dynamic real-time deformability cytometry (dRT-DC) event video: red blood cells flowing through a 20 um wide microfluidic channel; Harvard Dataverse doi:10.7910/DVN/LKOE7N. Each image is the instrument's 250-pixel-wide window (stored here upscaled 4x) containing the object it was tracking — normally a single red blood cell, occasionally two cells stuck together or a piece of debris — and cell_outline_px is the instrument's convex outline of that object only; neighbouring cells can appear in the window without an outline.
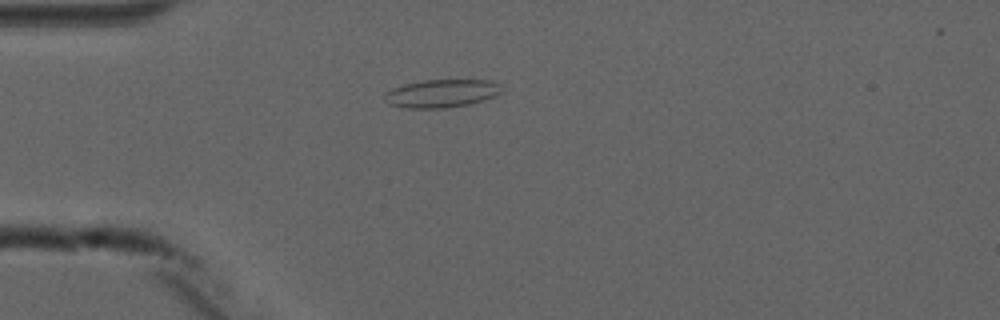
{"species": "common noctule bat (a hibernating species)", "species_latin": "Nyctalus noctula", "temperature_condition": "cold", "stored_images_in_passage": 5, "camera_frame_rate_fps": 3000, "um_per_image_px": 0.085, "animal": {"sex": "male", "forearm_length_mm": 52.5}, "frame": {"image": 1, "passage_image": 2, "time_ms": 1.333, "image_size_px": [1000, 320], "cell_outline_px": [[500, 92], [496, 96], [484, 100], [468, 104], [444, 108], [404, 108], [388, 104], [384, 100], [384, 92], [392, 88], [404, 84], [424, 80], [492, 80], [500, 84]], "centroid_in_image_um": [37.5, 7.94], "position_along_channel_um": 47.5, "area_um2": 19.25}}
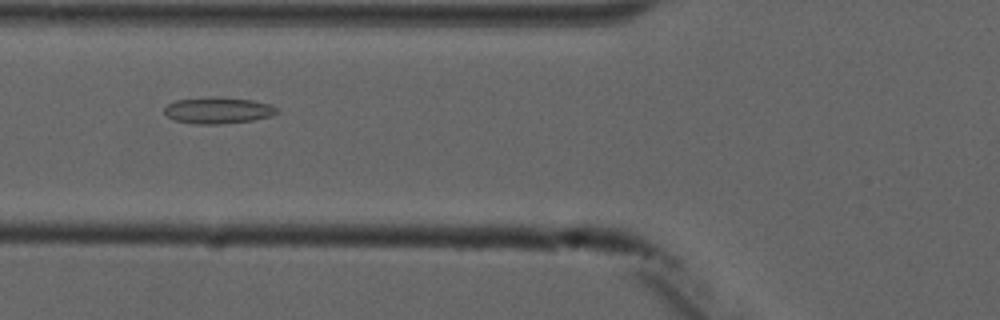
{"frame": {"image": 2, "passage_image": 4, "time_ms": 3.333, "image_size_px": [1000, 320], "cell_outline_px": [[276, 112], [272, 116], [252, 120], [220, 124], [196, 124], [172, 120], [164, 112], [164, 108], [168, 104], [176, 100], [208, 96], [220, 96], [252, 100], [268, 104], [276, 108]], "centroid_in_image_um": [18.48, 9.37], "position_along_channel_um": 107.3, "area_um2": 17.4}}
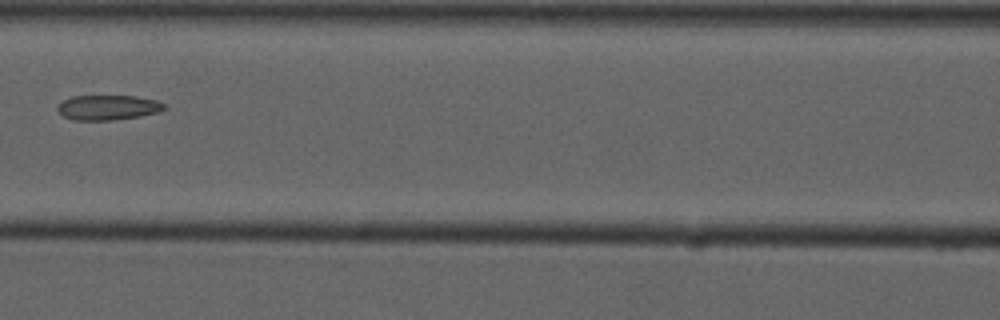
{"frame": {"image": 3, "passage_image": 5, "time_ms": 4.667, "image_size_px": [1000, 320], "cell_outline_px": [[168, 108], [160, 112], [140, 116], [112, 120], [76, 120], [64, 116], [56, 108], [64, 100], [72, 96], [136, 96], [156, 100], [164, 104]], "centroid_in_image_um": [9.23, 9.13], "position_along_channel_um": 157.4, "area_um2": 15.43}}